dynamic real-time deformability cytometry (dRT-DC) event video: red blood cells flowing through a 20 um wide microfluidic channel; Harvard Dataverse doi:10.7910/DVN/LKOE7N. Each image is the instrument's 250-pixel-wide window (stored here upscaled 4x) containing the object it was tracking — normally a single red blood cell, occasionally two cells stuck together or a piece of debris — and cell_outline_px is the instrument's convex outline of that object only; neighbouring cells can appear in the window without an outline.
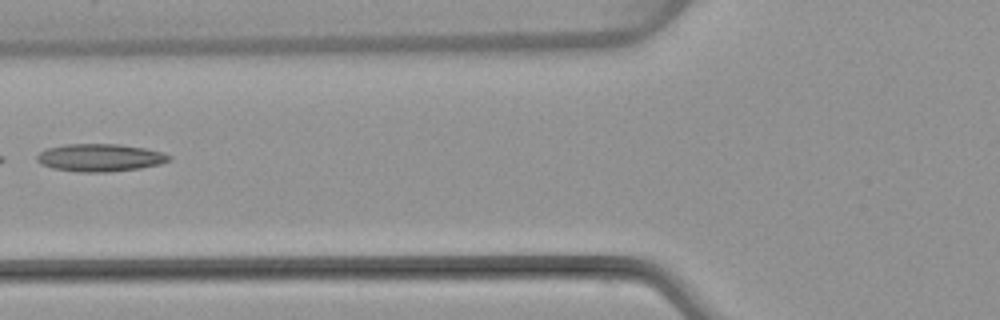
{"species": "common noctule bat (a hibernating species)", "species_latin": "Nyctalus noctula", "temperature_condition": "warm", "stored_images_in_passage": 5, "camera_frame_rate_fps": 3000, "um_per_image_px": 0.085, "animal": {"sex": "female", "body_mass_g": 22.7, "forearm_length_mm": 54.2}, "frame": {"image": 1, "passage_image": 5, "time_ms": 6.0, "image_size_px": [1000, 320], "cell_outline_px": [[172, 160], [160, 164], [140, 168], [108, 172], [80, 172], [52, 168], [40, 164], [36, 160], [36, 156], [44, 148], [64, 144], [120, 144], [144, 148], [164, 152], [172, 156]], "centroid_in_image_um": [8.5, 13.39], "position_along_channel_um": 117.3, "area_um2": 21.56}}